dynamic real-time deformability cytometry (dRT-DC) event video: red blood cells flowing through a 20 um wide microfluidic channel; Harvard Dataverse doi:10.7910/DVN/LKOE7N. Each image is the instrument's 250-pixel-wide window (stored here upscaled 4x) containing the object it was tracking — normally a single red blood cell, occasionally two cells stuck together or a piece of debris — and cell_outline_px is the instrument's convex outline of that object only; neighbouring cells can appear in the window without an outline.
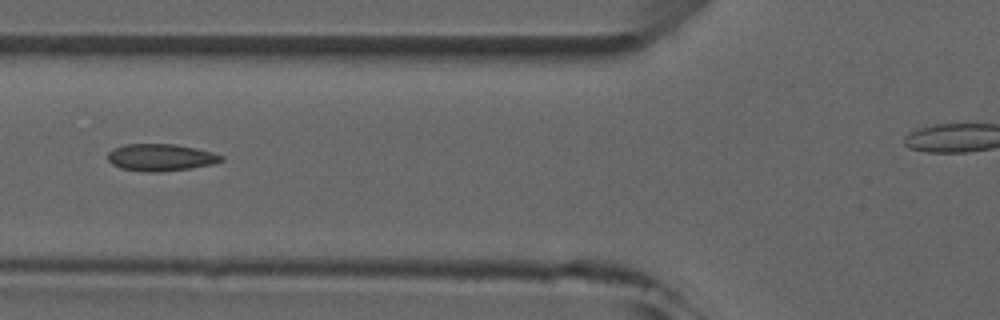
{"species": "common noctule bat (a hibernating species)", "species_latin": "Nyctalus noctula", "temperature_condition": "room temperature", "stored_images_in_passage": 5, "camera_frame_rate_fps": 3000, "um_per_image_px": 0.085, "animal": {"sex": "male", "forearm_length_mm": 52.5}, "frame": {"image": 1, "passage_image": 5, "time_ms": 4.333, "image_size_px": [1000, 320], "cell_outline_px": [[224, 160], [216, 164], [192, 168], [156, 172], [148, 172], [120, 168], [112, 164], [108, 160], [108, 152], [112, 148], [124, 144], [176, 144], [196, 148], [212, 152], [224, 156]], "centroid_in_image_um": [13.68, 13.38], "position_along_channel_um": 112.1, "area_um2": 18.09}}